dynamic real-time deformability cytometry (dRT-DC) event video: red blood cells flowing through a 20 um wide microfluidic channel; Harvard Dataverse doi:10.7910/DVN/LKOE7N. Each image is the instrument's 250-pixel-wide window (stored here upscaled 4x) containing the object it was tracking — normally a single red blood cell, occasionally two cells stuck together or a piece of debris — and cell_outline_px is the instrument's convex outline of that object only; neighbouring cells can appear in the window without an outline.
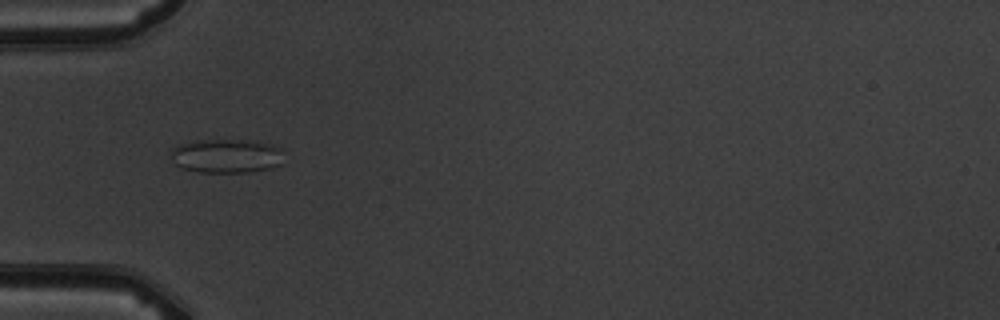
{"species": "common noctule bat (a hibernating species)", "species_latin": "Nyctalus noctula", "temperature_condition": "warm", "stored_images_in_passage": 7, "camera_frame_rate_fps": 3000, "um_per_image_px": 0.085, "animal": {"sex": "male", "body_mass_g": 19.5, "forearm_length_mm": 54.6}, "frame": {"image": 1, "passage_image": 5, "time_ms": 4.667, "image_size_px": [1000, 320], "cell_outline_px": [[284, 164], [268, 168], [248, 172], [200, 172], [184, 168], [176, 164], [168, 152], [176, 144], [196, 140], [256, 140], [272, 144], [284, 148]], "centroid_in_image_um": [19.3, 13.23], "position_along_channel_um": 65.7, "area_um2": 22.95}}
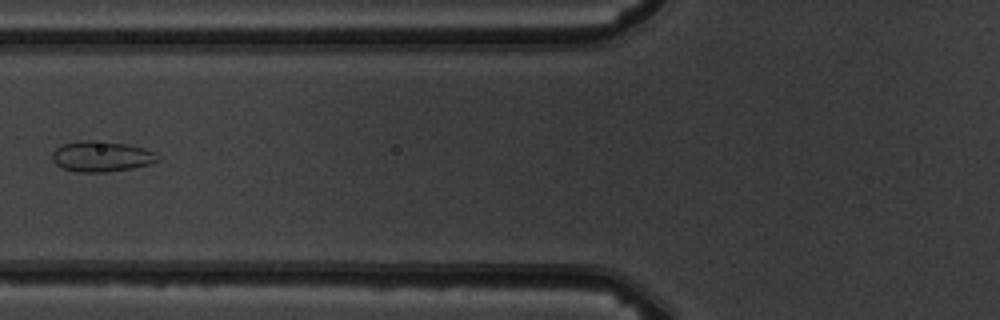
{"frame": {"image": 2, "passage_image": 6, "time_ms": 6.0, "image_size_px": [1000, 320], "cell_outline_px": [[160, 160], [148, 164], [132, 168], [104, 172], [76, 172], [64, 168], [56, 164], [52, 160], [52, 152], [56, 148], [64, 144], [80, 140], [92, 140], [124, 144], [144, 148], [156, 152], [160, 156]], "centroid_in_image_um": [8.63, 13.29], "position_along_channel_um": 117.2, "area_um2": 18.73}}